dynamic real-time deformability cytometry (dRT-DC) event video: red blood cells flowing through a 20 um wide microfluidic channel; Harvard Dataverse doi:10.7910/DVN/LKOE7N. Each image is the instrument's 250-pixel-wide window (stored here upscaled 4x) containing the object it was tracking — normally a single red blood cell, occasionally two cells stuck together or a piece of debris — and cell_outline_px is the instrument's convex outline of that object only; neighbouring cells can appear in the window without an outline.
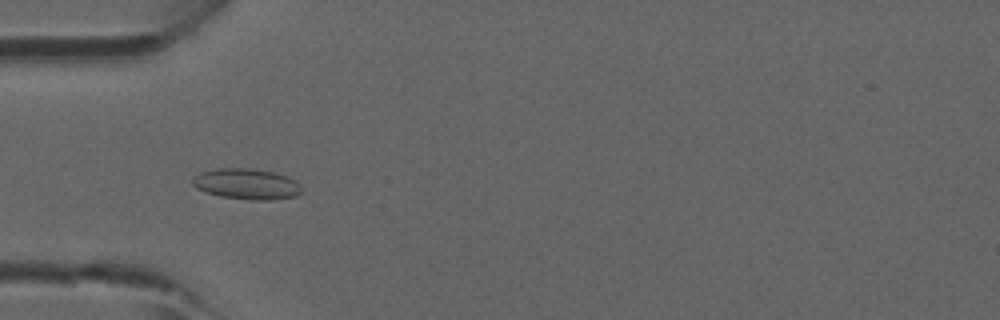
{"species": "common noctule bat (a hibernating species)", "species_latin": "Nyctalus noctula", "temperature_condition": "room temperature", "stored_images_in_passage": 46, "camera_frame_rate_fps": 3000, "um_per_image_px": 0.085, "animal": {"sex": "male", "forearm_length_mm": 52.5}, "frame": {"image": 1, "passage_image": 15, "time_ms": 4.667, "image_size_px": [1000, 320], "cell_outline_px": [[304, 188], [296, 196], [272, 200], [252, 200], [220, 196], [196, 188], [192, 184], [192, 176], [200, 172], [216, 168], [252, 168], [272, 172], [288, 176], [296, 180]], "centroid_in_image_um": [20.98, 15.63], "position_along_channel_um": 64.0, "area_um2": 19.77}}
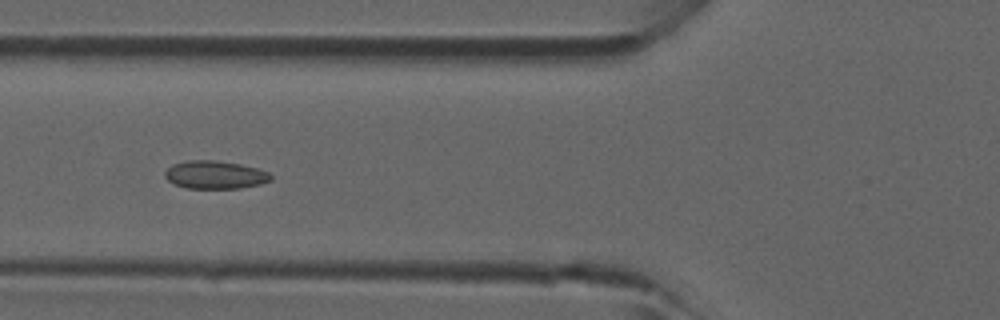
{"frame": {"image": 2, "passage_image": 18, "time_ms": 5.667, "image_size_px": [1000, 320], "cell_outline_px": [[272, 180], [260, 184], [240, 188], [184, 188], [172, 184], [164, 176], [164, 172], [172, 164], [188, 160], [216, 160], [240, 164], [256, 168], [268, 172], [272, 176]], "centroid_in_image_um": [18.25, 14.86], "position_along_channel_um": 107.6, "area_um2": 17.4}}
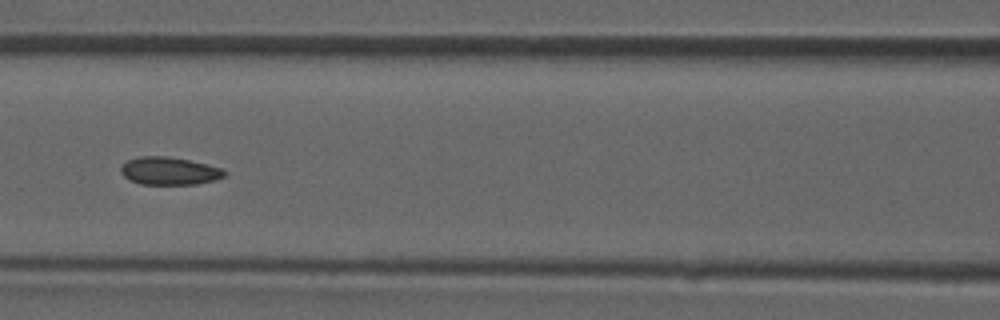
{"frame": {"image": 3, "passage_image": 21, "time_ms": 6.667, "image_size_px": [1000, 320], "cell_outline_px": [[228, 172], [224, 176], [216, 180], [196, 184], [140, 184], [128, 180], [120, 172], [120, 168], [128, 160], [140, 156], [168, 156], [188, 160], [220, 168]], "centroid_in_image_um": [14.37, 14.54], "position_along_channel_um": 152.2, "area_um2": 16.7}}